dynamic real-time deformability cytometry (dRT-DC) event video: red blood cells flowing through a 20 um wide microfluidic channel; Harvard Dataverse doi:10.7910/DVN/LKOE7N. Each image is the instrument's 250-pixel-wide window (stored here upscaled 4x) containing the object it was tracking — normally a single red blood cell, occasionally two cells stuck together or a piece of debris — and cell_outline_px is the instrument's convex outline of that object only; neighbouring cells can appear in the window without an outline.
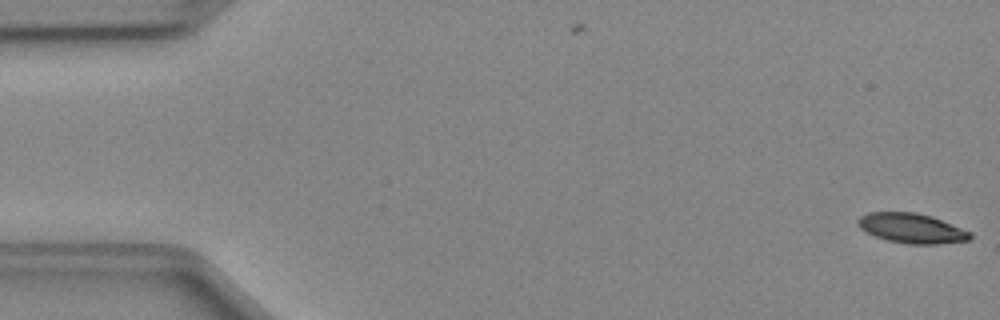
{"species": "Egyptian fruit bat (a non-hibernating species)", "species_latin": "Rousettus aegyptiacus", "temperature_condition": "cold", "stored_images_in_passage": 2, "camera_frame_rate_fps": 3000, "um_per_image_px": 0.085, "animal": {"sex": "female"}, "frame": {"image": 1, "passage_image": 2, "time_ms": 0.333, "image_size_px": [1000, 320], "cell_outline_px": [[972, 236], [968, 240], [940, 244], [908, 244], [888, 240], [876, 236], [860, 228], [856, 220], [860, 216], [868, 212], [916, 212], [932, 216], [972, 232]], "centroid_in_image_um": [77.51, 19.39], "position_along_channel_um": 7.5, "area_um2": 19.48}}